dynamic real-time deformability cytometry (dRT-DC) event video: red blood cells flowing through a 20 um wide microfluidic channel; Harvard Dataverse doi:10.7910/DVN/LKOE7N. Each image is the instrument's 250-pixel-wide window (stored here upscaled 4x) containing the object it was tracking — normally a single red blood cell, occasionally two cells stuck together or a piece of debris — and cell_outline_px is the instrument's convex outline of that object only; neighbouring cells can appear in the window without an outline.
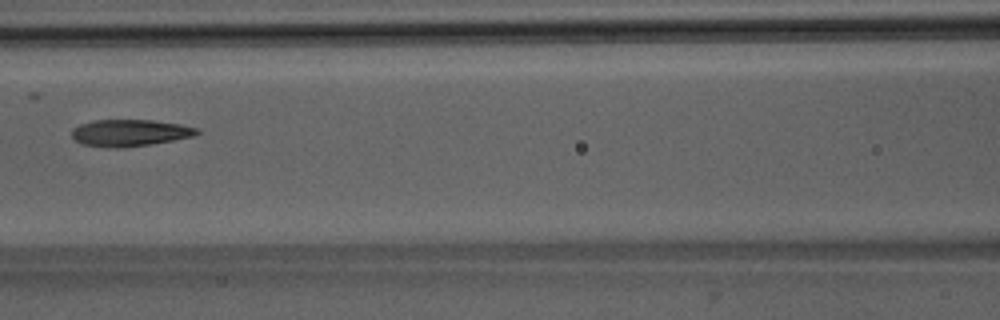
{"species": "Egyptian fruit bat (a non-hibernating species)", "species_latin": "Rousettus aegyptiacus", "temperature_condition": "room temperature", "stored_images_in_passage": 7, "camera_frame_rate_fps": 3000, "um_per_image_px": 0.085, "animal": {"sex": "male"}, "frame": {"image": 1, "passage_image": 7, "time_ms": 7.667, "image_size_px": [1000, 320], "cell_outline_px": [[200, 132], [192, 136], [152, 144], [124, 148], [116, 148], [80, 144], [72, 136], [72, 128], [80, 124], [92, 120], [152, 120], [180, 124], [200, 128]], "centroid_in_image_um": [11.03, 11.29], "position_along_channel_um": 155.6, "area_um2": 19.59}}